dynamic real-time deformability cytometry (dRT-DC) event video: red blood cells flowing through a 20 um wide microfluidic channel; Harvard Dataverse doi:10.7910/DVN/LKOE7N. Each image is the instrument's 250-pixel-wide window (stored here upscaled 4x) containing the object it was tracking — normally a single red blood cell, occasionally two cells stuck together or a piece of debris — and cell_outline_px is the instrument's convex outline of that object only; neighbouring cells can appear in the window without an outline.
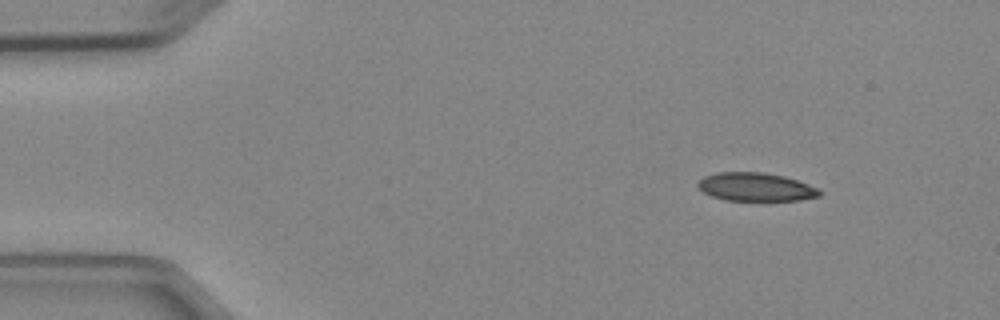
{"species": "Egyptian fruit bat (a non-hibernating species)", "species_latin": "Rousettus aegyptiacus", "temperature_condition": "cold", "stored_images_in_passage": 3, "camera_frame_rate_fps": 3000, "um_per_image_px": 0.085, "animal": {"sex": "female"}, "frame": {"image": 1, "passage_image": 1, "time_ms": 0.0, "image_size_px": [1000, 320], "cell_outline_px": [[824, 192], [820, 196], [800, 200], [724, 200], [712, 196], [704, 192], [696, 184], [704, 176], [716, 172], [764, 172], [784, 176], [808, 184]], "centroid_in_image_um": [64.24, 15.88], "position_along_channel_um": 20.8, "area_um2": 20.06}}